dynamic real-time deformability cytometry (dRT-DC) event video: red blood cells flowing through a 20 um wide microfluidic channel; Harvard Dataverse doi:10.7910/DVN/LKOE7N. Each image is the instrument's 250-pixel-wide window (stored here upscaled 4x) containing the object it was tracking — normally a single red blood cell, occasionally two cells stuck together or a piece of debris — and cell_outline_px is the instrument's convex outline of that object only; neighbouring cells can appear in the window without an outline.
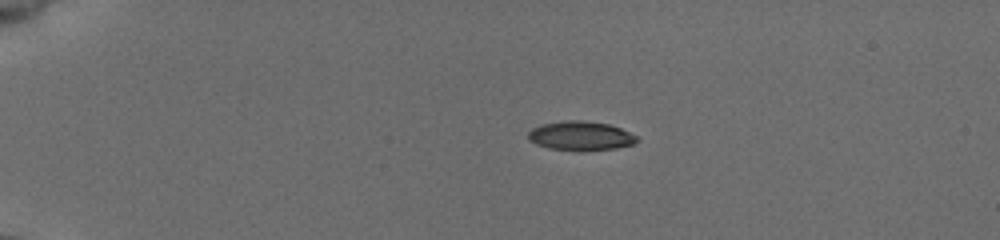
{"species": "common noctule bat (a hibernating species)", "species_latin": "Nyctalus noctula", "temperature_condition": "cold", "stored_images_in_passage": 43, "camera_frame_rate_fps": 3000, "um_per_image_px": 0.085, "animal": {"sex": "female", "body_mass_g": 19.5, "forearm_length_mm": 54.1}, "frame": {"image": 1, "passage_image": 1, "time_ms": 0.0, "image_size_px": [1000, 240], "cell_outline_px": [[640, 140], [632, 144], [616, 148], [580, 152], [548, 148], [536, 144], [528, 140], [528, 132], [532, 128], [540, 124], [568, 120], [580, 120], [608, 124], [620, 128], [636, 136]], "centroid_in_image_um": [49.32, 11.56], "position_along_channel_um": 35.7, "area_um2": 18.67}}
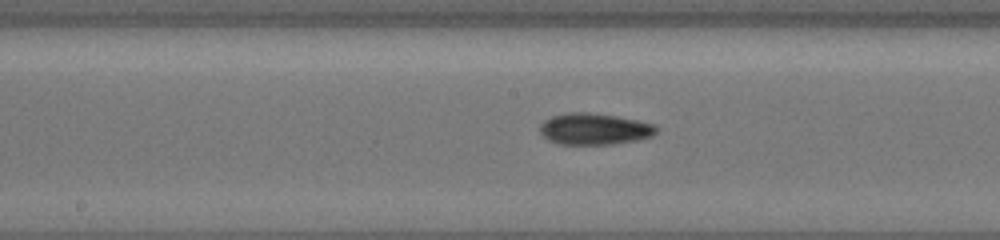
{"frame": {"image": 2, "passage_image": 19, "time_ms": 6.0, "image_size_px": [1000, 240], "cell_outline_px": [[656, 132], [652, 136], [640, 140], [612, 144], [556, 144], [548, 140], [540, 132], [540, 124], [544, 120], [552, 116], [568, 112], [588, 112], [616, 116], [656, 124]], "centroid_in_image_um": [50.51, 10.96], "position_along_channel_um": 197.7, "area_um2": 21.44}}
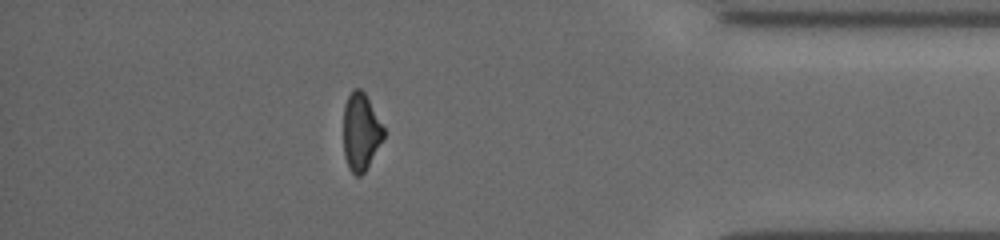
{"frame": {"image": 3, "passage_image": 37, "time_ms": 12.0, "image_size_px": [1000, 240], "cell_outline_px": [[384, 136], [364, 172], [360, 176], [356, 176], [348, 168], [344, 156], [344, 104], [352, 88], [360, 88], [364, 92], [384, 128]], "centroid_in_image_um": [30.64, 11.19], "position_along_channel_um": 404.6, "area_um2": 17.86}, "authors_computed_cell_mechanics": {"area_um2": 19.4786, "velocity_mm_per_s": 3.9035, "shape_relaxation_time_tau1_ms": 5.604, "shape_relaxation_time_tau2_ms": 3.2501, "deformation_change_tau1": 0.1553, "deformation_change_tau2": 0.0904}}